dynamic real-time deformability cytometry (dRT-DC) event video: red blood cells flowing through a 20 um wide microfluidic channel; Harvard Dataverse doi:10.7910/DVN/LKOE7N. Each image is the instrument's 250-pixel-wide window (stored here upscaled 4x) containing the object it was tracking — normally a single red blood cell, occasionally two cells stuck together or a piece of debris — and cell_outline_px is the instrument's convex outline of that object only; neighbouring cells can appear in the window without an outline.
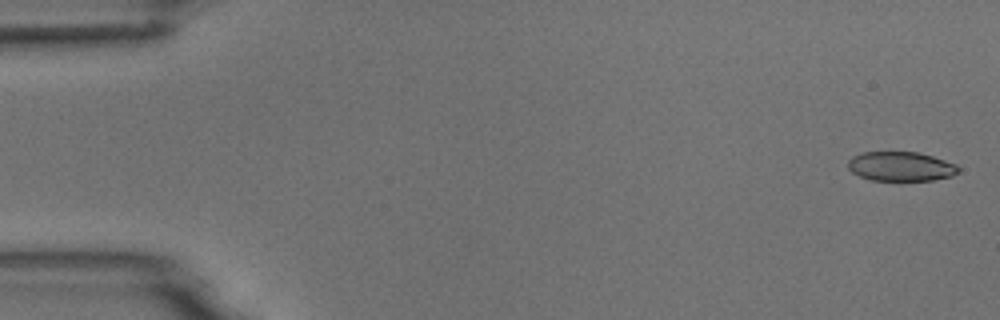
{"species": "common noctule bat (a hibernating species)", "species_latin": "Nyctalus noctula", "temperature_condition": "room temperature", "stored_images_in_passage": 5, "camera_frame_rate_fps": 3000, "um_per_image_px": 0.085, "animal": {"sex": "male", "body_mass_g": 18.8}, "frame": {"image": 1, "passage_image": 1, "time_ms": 0.0, "image_size_px": [1000, 320], "cell_outline_px": [[960, 172], [952, 176], [932, 180], [872, 180], [860, 176], [852, 172], [848, 168], [848, 160], [852, 156], [860, 152], [920, 152], [956, 164], [960, 168]], "centroid_in_image_um": [76.57, 14.14], "position_along_channel_um": 8.4, "area_um2": 18.96}}
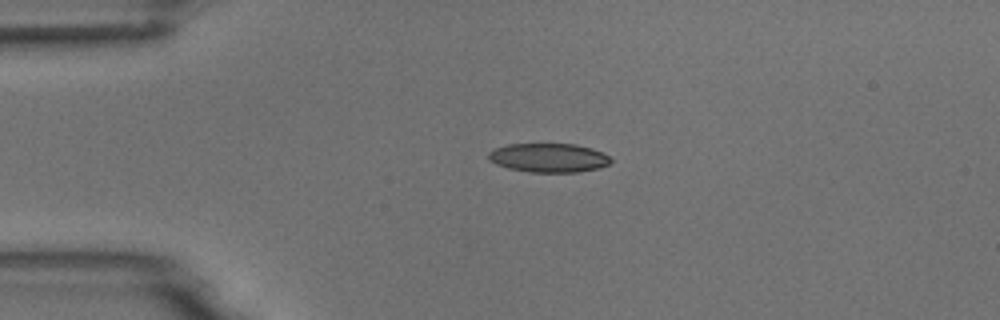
{"frame": {"image": 2, "passage_image": 4, "time_ms": 3.667, "image_size_px": [1000, 320], "cell_outline_px": [[612, 160], [608, 164], [600, 168], [580, 172], [528, 172], [508, 168], [496, 164], [488, 160], [488, 152], [492, 148], [508, 144], [576, 144], [592, 148], [608, 156]], "centroid_in_image_um": [46.6, 13.41], "position_along_channel_um": 38.4, "area_um2": 20.81}}